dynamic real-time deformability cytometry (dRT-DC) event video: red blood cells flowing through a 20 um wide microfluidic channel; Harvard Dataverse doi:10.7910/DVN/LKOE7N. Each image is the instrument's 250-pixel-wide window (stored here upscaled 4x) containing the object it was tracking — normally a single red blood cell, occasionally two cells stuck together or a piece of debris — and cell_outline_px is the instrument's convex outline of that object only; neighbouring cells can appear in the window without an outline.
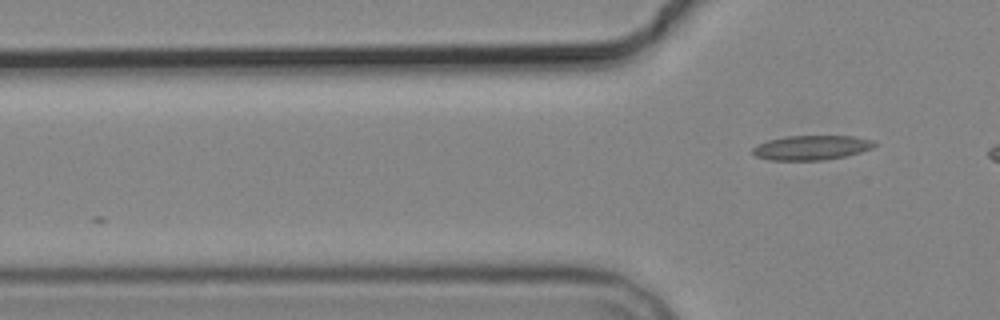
{"species": "common noctule bat (a hibernating species)", "species_latin": "Nyctalus noctula", "temperature_condition": "cold", "stored_images_in_passage": 3, "camera_frame_rate_fps": 3000, "um_per_image_px": 0.085, "animal": {"sex": "male", "body_mass_g": 19.2, "forearm_length_mm": 51.8}, "frame": {"image": 1, "passage_image": 3, "time_ms": 2.333, "image_size_px": [1000, 320], "cell_outline_px": [[876, 144], [872, 148], [860, 152], [844, 156], [824, 160], [768, 160], [756, 156], [752, 152], [752, 148], [756, 144], [768, 140], [788, 136], [852, 136], [872, 140]], "centroid_in_image_um": [68.93, 12.55], "position_along_channel_um": 56.9, "area_um2": 17.34}}